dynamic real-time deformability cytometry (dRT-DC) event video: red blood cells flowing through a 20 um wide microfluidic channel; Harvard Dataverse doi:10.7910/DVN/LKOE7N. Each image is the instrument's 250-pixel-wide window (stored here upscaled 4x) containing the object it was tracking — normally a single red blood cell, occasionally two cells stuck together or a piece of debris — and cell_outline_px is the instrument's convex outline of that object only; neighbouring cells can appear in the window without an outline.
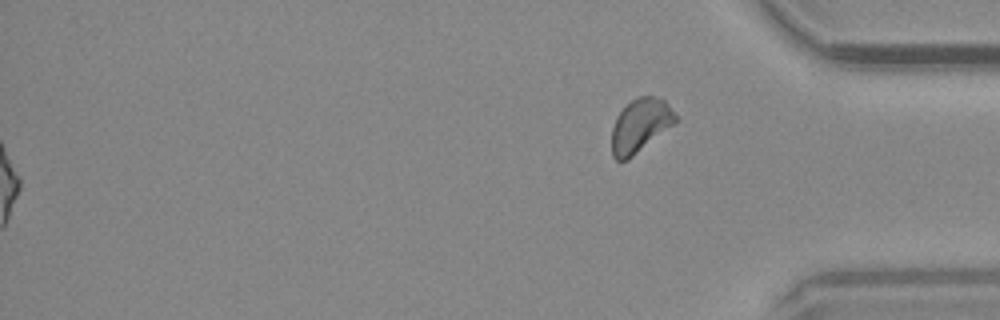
{"species": "common noctule bat (a hibernating species)", "species_latin": "Nyctalus noctula", "temperature_condition": "warm", "stored_images_in_passage": 54, "segment_of_instrument_passage": [2, 2], "camera_frame_rate_fps": 3000, "um_per_image_px": 0.085, "animal": {"sex": "male", "body_mass_g": 20.4}, "frame": {"image": 1, "passage_image": 54, "time_ms": 17.667, "image_size_px": [1000, 320], "cell_outline_px": [[676, 120], [672, 124], [628, 160], [616, 160], [612, 156], [612, 128], [616, 116], [636, 96], [660, 96], [668, 104], [676, 116]], "centroid_in_image_um": [54.38, 10.65], "position_along_channel_um": 380.8, "area_um2": 19.48}}